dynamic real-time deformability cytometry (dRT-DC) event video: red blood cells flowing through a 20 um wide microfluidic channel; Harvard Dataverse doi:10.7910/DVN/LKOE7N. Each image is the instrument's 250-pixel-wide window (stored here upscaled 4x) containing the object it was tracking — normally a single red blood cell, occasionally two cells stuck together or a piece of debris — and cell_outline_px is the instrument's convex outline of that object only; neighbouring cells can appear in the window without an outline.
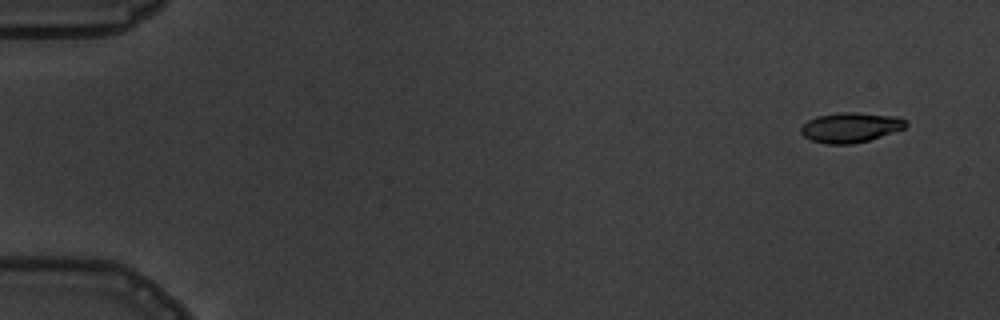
{"species": "common noctule bat (a hibernating species)", "species_latin": "Nyctalus noctula", "temperature_condition": "warm", "stored_images_in_passage": 6, "segment_of_instrument_passage": [1, 2], "camera_frame_rate_fps": 3000, "um_per_image_px": 0.085, "animal": {"sex": "male", "body_mass_g": 19.5, "forearm_length_mm": 54.6}, "frame": {"image": 1, "passage_image": 1, "time_ms": 0.0, "image_size_px": [1000, 320], "cell_outline_px": [[908, 124], [904, 128], [868, 140], [852, 144], [828, 144], [812, 140], [804, 136], [800, 132], [800, 128], [808, 120], [816, 116], [836, 112], [856, 112], [900, 116]], "centroid_in_image_um": [72.28, 10.81], "position_along_channel_um": 12.7, "area_um2": 18.32}}